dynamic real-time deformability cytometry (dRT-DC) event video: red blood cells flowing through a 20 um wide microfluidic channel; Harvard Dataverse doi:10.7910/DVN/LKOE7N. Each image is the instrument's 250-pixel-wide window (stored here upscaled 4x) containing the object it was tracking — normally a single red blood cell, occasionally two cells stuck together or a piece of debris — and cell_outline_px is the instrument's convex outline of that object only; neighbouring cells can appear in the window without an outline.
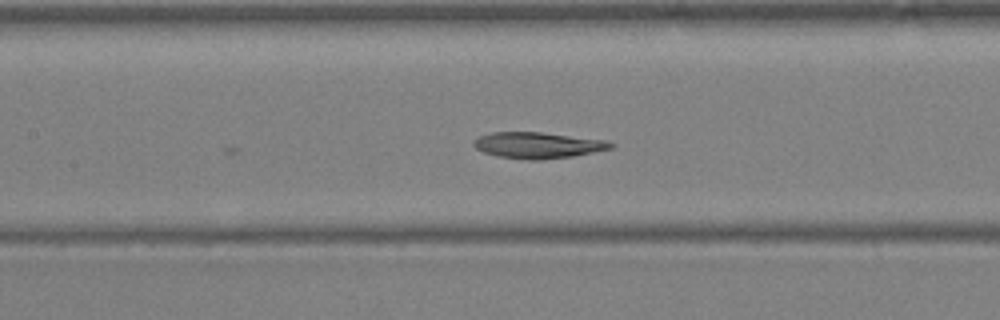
{"species": "Egyptian fruit bat (a non-hibernating species)", "species_latin": "Rousettus aegyptiacus", "temperature_condition": "warm", "stored_images_in_passage": 8, "camera_frame_rate_fps": 3000, "um_per_image_px": 0.085, "animal": {"sex": "female"}, "frame": {"image": 1, "passage_image": 8, "time_ms": 2.333, "image_size_px": [1000, 320], "cell_outline_px": [[616, 144], [612, 148], [572, 156], [540, 160], [528, 160], [496, 156], [484, 152], [476, 148], [472, 144], [480, 136], [492, 132], [540, 132], [608, 140]], "centroid_in_image_um": [45.74, 12.34], "position_along_channel_um": 161.7, "area_um2": 20.81}}